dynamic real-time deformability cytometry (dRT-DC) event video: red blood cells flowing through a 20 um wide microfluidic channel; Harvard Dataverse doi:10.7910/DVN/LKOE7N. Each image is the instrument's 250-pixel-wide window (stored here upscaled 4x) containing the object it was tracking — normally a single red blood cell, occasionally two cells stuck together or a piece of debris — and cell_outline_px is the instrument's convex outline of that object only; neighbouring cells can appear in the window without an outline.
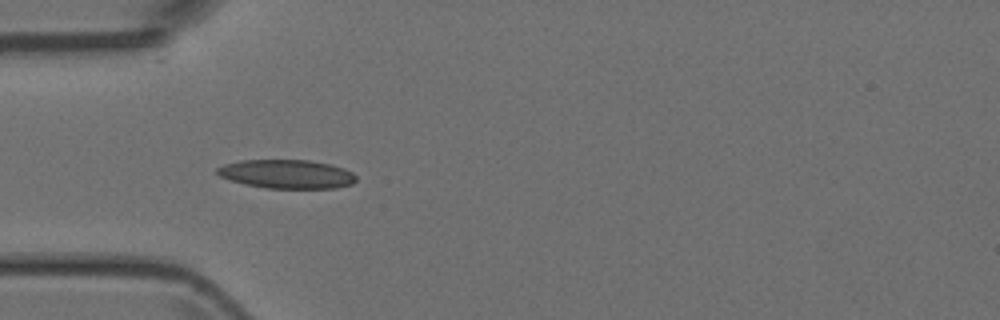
{"species": "Egyptian fruit bat (a non-hibernating species)", "species_latin": "Rousettus aegyptiacus", "temperature_condition": "room temperature", "stored_images_in_passage": 37, "camera_frame_rate_fps": 3000, "um_per_image_px": 0.085, "animal": {"sex": "female"}, "frame": {"image": 1, "passage_image": 1, "time_ms": 0.0, "image_size_px": [1000, 320], "cell_outline_px": [[356, 180], [352, 184], [336, 188], [264, 188], [244, 184], [220, 176], [216, 172], [216, 168], [224, 164], [240, 160], [308, 160], [332, 164], [344, 168], [352, 172], [356, 176]], "centroid_in_image_um": [24.39, 14.79], "position_along_channel_um": 60.6, "area_um2": 23.41}}
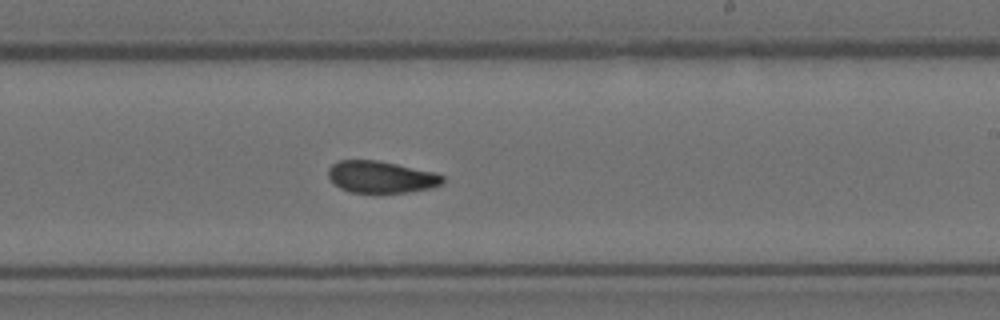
{"frame": {"image": 2, "passage_image": 16, "time_ms": 5.0, "image_size_px": [1000, 320], "cell_outline_px": [[444, 184], [428, 188], [408, 192], [352, 192], [340, 188], [328, 176], [328, 168], [332, 164], [340, 160], [380, 160], [436, 172], [444, 176]], "centroid_in_image_um": [32.43, 15.02], "position_along_channel_um": 256.6, "area_um2": 21.27}}
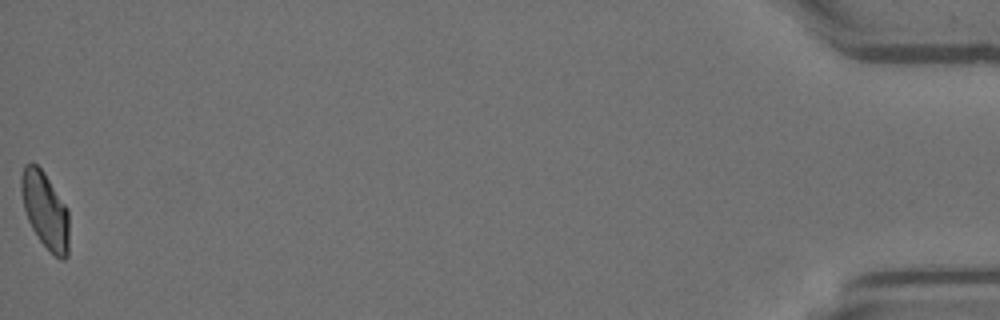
{"frame": {"image": 3, "passage_image": 37, "time_ms": 12.0, "image_size_px": [1000, 320], "cell_outline_px": [[68, 256], [64, 260], [60, 260], [40, 240], [32, 228], [28, 220], [24, 208], [20, 192], [20, 176], [24, 164], [32, 160], [44, 172], [68, 208]], "centroid_in_image_um": [3.82, 17.81], "position_along_channel_um": 431.4, "area_um2": 21.44}}